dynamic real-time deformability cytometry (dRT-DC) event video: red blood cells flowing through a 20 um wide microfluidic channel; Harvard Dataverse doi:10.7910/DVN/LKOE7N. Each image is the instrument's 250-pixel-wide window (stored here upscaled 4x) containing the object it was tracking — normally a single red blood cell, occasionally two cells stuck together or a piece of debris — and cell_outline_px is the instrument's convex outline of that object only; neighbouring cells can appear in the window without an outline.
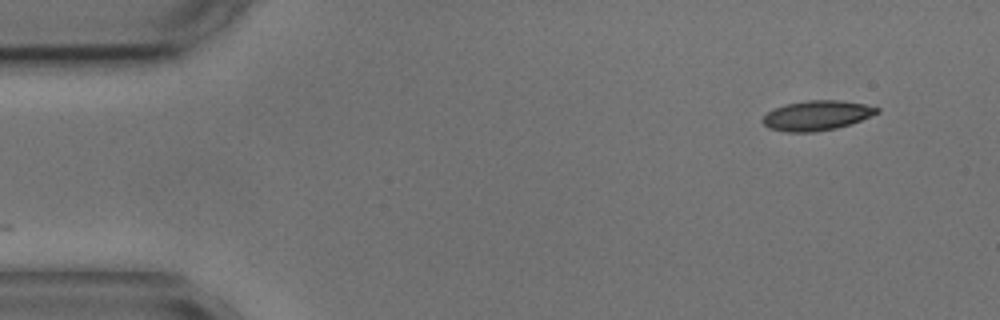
{"species": "common noctule bat (a hibernating species)", "species_latin": "Nyctalus noctula", "temperature_condition": "cold", "stored_images_in_passage": 2, "camera_frame_rate_fps": 3000, "um_per_image_px": 0.085, "animal": {"sex": "male", "body_mass_g": 17.9, "forearm_length_mm": 54.2}, "frame": {"image": 1, "passage_image": 2, "time_ms": 1.333, "image_size_px": [1000, 320], "cell_outline_px": [[880, 112], [852, 124], [836, 128], [812, 132], [788, 132], [768, 128], [760, 120], [768, 112], [784, 104], [808, 100], [840, 100], [864, 104], [880, 108]], "centroid_in_image_um": [69.43, 9.81], "position_along_channel_um": 15.6, "area_um2": 19.88}}